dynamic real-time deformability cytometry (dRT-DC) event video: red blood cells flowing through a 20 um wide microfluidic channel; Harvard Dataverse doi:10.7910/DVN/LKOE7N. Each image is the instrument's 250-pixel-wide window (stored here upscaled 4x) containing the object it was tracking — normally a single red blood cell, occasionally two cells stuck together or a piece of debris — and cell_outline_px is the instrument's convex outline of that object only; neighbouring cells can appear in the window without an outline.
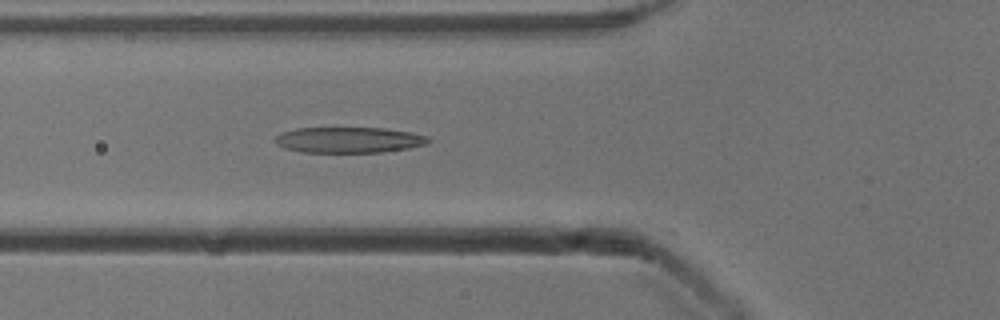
{"species": "common noctule bat (a hibernating species)", "species_latin": "Nyctalus noctula", "temperature_condition": "cold", "stored_images_in_passage": 41, "camera_frame_rate_fps": 3000, "um_per_image_px": 0.085, "animal": {"sex": "male", "body_mass_g": 13.3}, "frame": {"image": 1, "passage_image": 8, "time_ms": 2.333, "image_size_px": [1000, 320], "cell_outline_px": [[432, 140], [428, 144], [408, 148], [380, 152], [300, 152], [284, 148], [276, 144], [272, 140], [280, 132], [296, 128], [384, 128], [408, 132], [428, 136]], "centroid_in_image_um": [29.61, 11.89], "position_along_channel_um": 96.2, "area_um2": 23.12}}
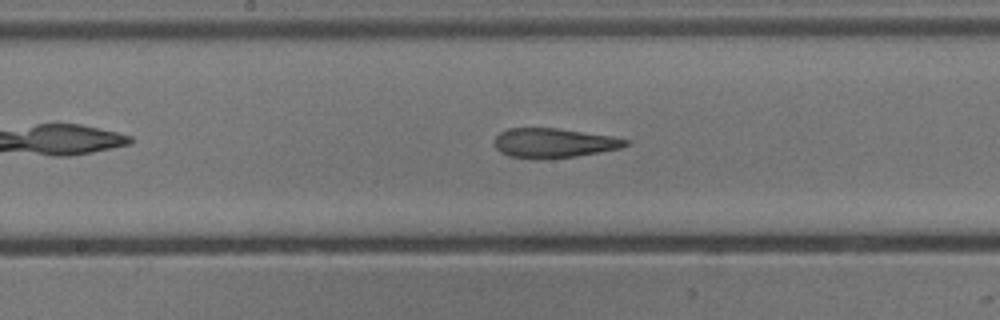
{"frame": {"image": 2, "passage_image": 16, "time_ms": 5.0, "image_size_px": [1000, 320], "cell_outline_px": [[628, 144], [620, 148], [576, 156], [508, 156], [500, 152], [496, 148], [496, 136], [500, 132], [508, 128], [556, 128], [612, 136], [628, 140]], "centroid_in_image_um": [47.08, 12.11], "position_along_channel_um": 201.1, "area_um2": 21.5}}
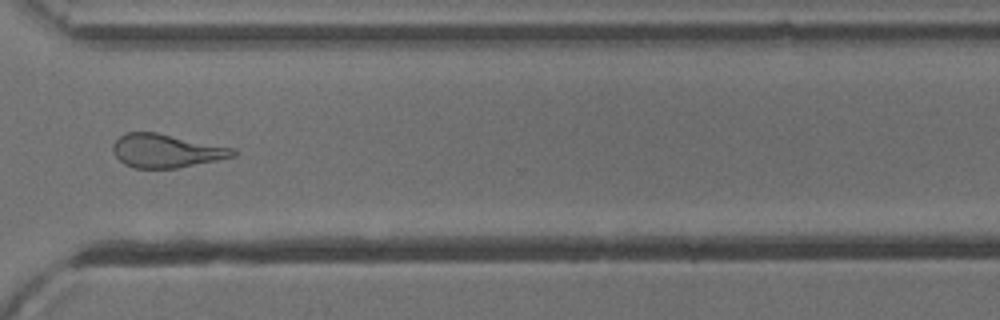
{"frame": {"image": 3, "passage_image": 28, "time_ms": 9.0, "image_size_px": [1000, 320], "cell_outline_px": [[236, 156], [176, 168], [136, 168], [124, 164], [116, 156], [112, 148], [112, 144], [120, 136], [128, 132], [156, 132], [236, 148]], "centroid_in_image_um": [14.14, 12.81], "position_along_channel_um": 356.5, "area_um2": 23.35}, "authors_computed_cell_mechanics": {"area_um2": 23.3512, "velocity_mm_per_s": 3.8913, "shape_relaxation_time_tau1_ms": 5.2252, "shape_relaxation_time_tau2_ms": 2.2129, "deformation_change_tau1": 0.2131, "deformation_change_tau2": 0.1329}}